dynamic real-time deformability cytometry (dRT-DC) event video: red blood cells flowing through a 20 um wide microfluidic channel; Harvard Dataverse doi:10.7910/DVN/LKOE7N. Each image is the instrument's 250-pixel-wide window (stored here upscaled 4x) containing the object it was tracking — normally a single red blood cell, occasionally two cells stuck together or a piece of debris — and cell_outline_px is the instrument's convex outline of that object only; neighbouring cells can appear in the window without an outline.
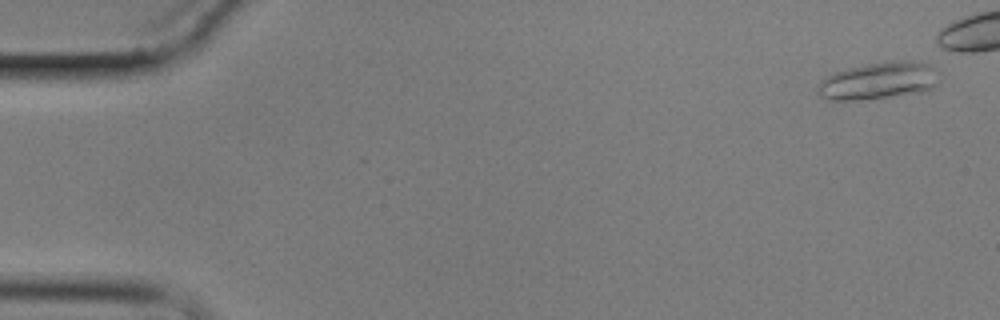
{"species": "common noctule bat (a hibernating species)", "species_latin": "Nyctalus noctula", "temperature_condition": "cold", "stored_images_in_passage": 19, "camera_frame_rate_fps": 3000, "um_per_image_px": 0.085, "animal": {"sex": "male", "body_mass_g": 17.9}, "frame": {"image": 1, "passage_image": 3, "time_ms": 0.667, "image_size_px": [1000, 320], "cell_outline_px": [[940, 80], [932, 88], [920, 92], [868, 100], [828, 100], [820, 96], [816, 92], [816, 84], [820, 80], [836, 72], [848, 68], [868, 64], [892, 60], [920, 60], [932, 64], [940, 72]], "centroid_in_image_um": [74.73, 6.85], "position_along_channel_um": 10.3, "area_um2": 27.05}}